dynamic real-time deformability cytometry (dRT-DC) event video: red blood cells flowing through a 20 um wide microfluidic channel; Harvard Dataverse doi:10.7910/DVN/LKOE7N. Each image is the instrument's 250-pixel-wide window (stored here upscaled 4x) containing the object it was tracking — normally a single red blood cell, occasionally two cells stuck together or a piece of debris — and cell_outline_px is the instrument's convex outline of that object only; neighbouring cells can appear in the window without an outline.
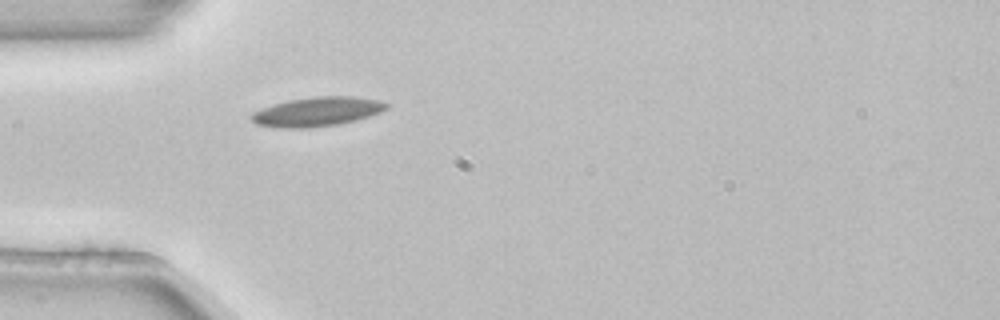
{"species": "common noctule bat (a hibernating species)", "species_latin": "Nyctalus noctula", "temperature_condition": "room temperature", "stored_images_in_passage": 1, "camera_frame_rate_fps": 3000, "um_per_image_px": 0.085, "animal": {"sex": "female", "body_mass_g": 22.7, "forearm_length_mm": 54.2}, "frame": {"image": 1, "passage_image": 1, "time_ms": 0.0, "image_size_px": [1000, 320], "cell_outline_px": [[388, 108], [380, 112], [356, 120], [340, 124], [308, 128], [280, 128], [256, 124], [248, 116], [252, 112], [288, 100], [312, 96], [356, 96], [380, 100], [388, 104]], "centroid_in_image_um": [26.97, 9.49], "position_along_channel_um": 58.0, "area_um2": 23.12}}